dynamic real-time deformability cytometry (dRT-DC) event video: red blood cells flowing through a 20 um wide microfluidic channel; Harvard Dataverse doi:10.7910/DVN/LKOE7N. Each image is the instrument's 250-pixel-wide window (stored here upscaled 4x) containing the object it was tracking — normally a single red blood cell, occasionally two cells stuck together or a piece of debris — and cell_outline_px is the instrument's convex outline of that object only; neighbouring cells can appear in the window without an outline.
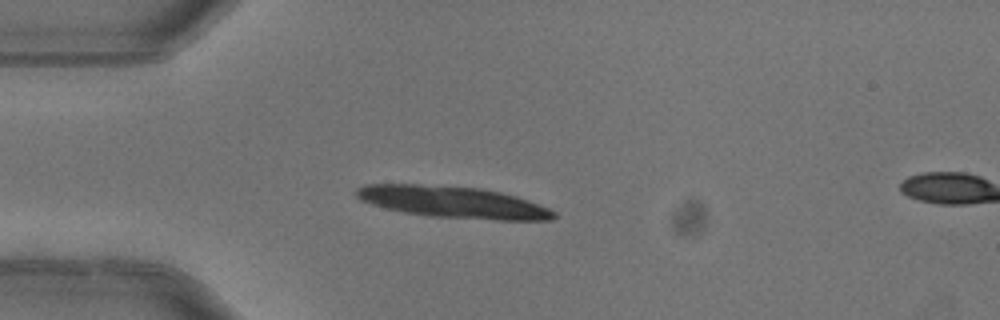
{"species": "common noctule bat (a hibernating species)", "species_latin": "Nyctalus noctula", "temperature_condition": "warm", "stored_images_in_passage": 2, "camera_frame_rate_fps": 3000, "um_per_image_px": 0.085, "animal": {"sex": "female"}, "frame": {"image": 1, "passage_image": 1, "time_ms": 0.0, "image_size_px": [1000, 320], "cell_outline_px": [[556, 216], [552, 220], [496, 220], [428, 216], [404, 212], [384, 208], [360, 200], [352, 192], [356, 188], [364, 184], [420, 184], [480, 188], [500, 192], [516, 196], [528, 200], [548, 208], [556, 212]], "centroid_in_image_um": [38.46, 17.18], "position_along_channel_um": 46.5, "area_um2": 36.59}}